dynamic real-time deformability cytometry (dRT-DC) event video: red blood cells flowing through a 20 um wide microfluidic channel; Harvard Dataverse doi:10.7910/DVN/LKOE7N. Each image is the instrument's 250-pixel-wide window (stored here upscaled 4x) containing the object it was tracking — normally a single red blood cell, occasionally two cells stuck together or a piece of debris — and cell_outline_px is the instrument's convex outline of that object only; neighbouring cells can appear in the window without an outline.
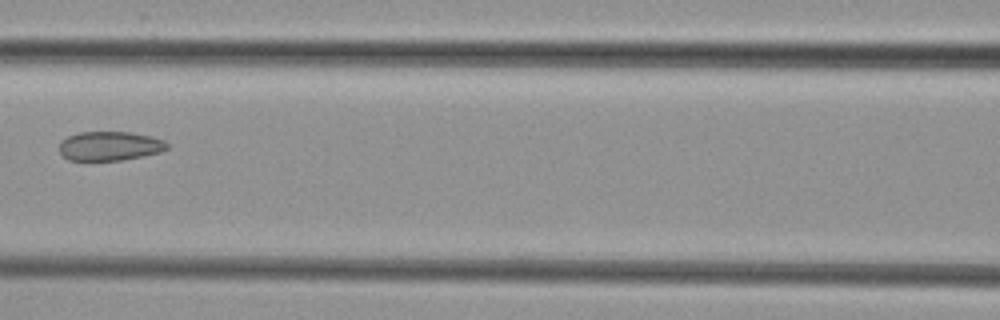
{"species": "common noctule bat (a hibernating species)", "species_latin": "Nyctalus noctula", "temperature_condition": "cold", "stored_images_in_passage": 7, "camera_frame_rate_fps": 3000, "um_per_image_px": 0.085, "animal": {"sex": "female", "body_mass_g": 29.2, "forearm_length_mm": 56.3}, "frame": {"image": 1, "passage_image": 6, "time_ms": 6.667, "image_size_px": [1000, 320], "cell_outline_px": [[168, 148], [160, 152], [144, 156], [120, 160], [68, 160], [60, 152], [60, 140], [68, 136], [80, 132], [132, 132], [152, 136], [164, 140], [168, 144]], "centroid_in_image_um": [9.35, 12.4], "position_along_channel_um": 157.3, "area_um2": 18.38}}
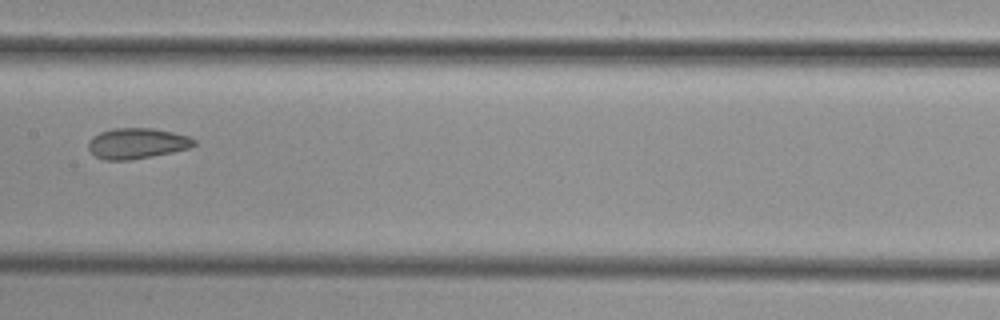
{"frame": {"image": 2, "passage_image": 7, "time_ms": 7.667, "image_size_px": [1000, 320], "cell_outline_px": [[196, 144], [188, 148], [172, 152], [152, 156], [128, 160], [104, 160], [96, 156], [88, 148], [88, 140], [92, 136], [100, 132], [112, 128], [152, 128], [172, 132], [188, 136], [196, 140]], "centroid_in_image_um": [11.62, 12.18], "position_along_channel_um": 195.8, "area_um2": 18.84}}